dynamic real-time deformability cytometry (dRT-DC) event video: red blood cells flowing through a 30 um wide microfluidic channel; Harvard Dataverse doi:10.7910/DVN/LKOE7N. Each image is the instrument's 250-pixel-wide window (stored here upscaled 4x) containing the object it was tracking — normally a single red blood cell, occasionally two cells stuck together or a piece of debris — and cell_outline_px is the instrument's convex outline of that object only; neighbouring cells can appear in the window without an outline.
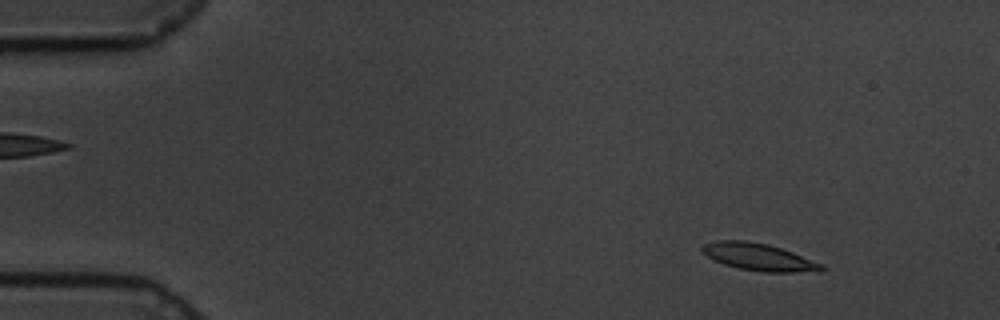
{"species": "common noctule bat (a hibernating species)", "species_latin": "Nyctalus noctula", "temperature_condition": "cold", "stored_images_in_passage": 60, "camera_frame_rate_fps": 3000, "um_per_image_px": 0.085, "animal": {"sex": "male", "body_mass_g": 19.5, "forearm_length_mm": 54.6}, "frame": {"image": 1, "passage_image": 7, "time_ms": 2.0, "image_size_px": [1000, 320], "cell_outline_px": [[824, 272], [760, 272], [740, 268], [724, 264], [700, 252], [700, 248], [704, 244], [716, 240], [744, 240], [768, 244], [792, 252], [824, 264]], "centroid_in_image_um": [64.53, 21.85], "position_along_channel_um": 20.5, "area_um2": 19.02}}
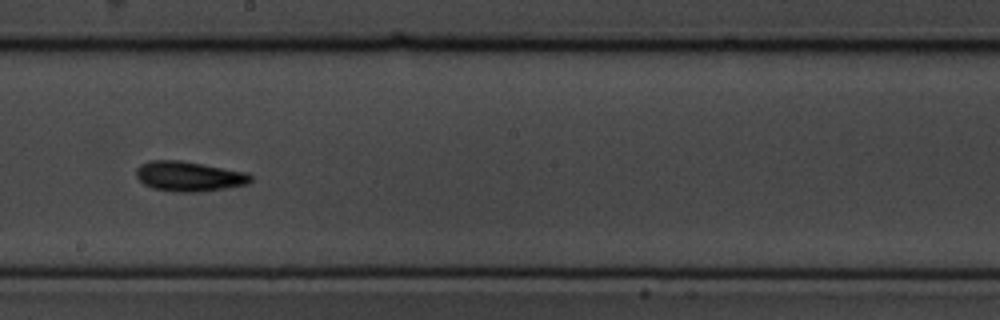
{"frame": {"image": 2, "passage_image": 34, "time_ms": 11.0, "image_size_px": [1000, 320], "cell_outline_px": [[252, 180], [248, 184], [200, 192], [176, 192], [152, 188], [144, 184], [136, 176], [136, 168], [140, 164], [148, 160], [180, 160], [248, 172], [252, 176]], "centroid_in_image_um": [16.06, 14.98], "position_along_channel_um": 232.1, "area_um2": 20.11}}
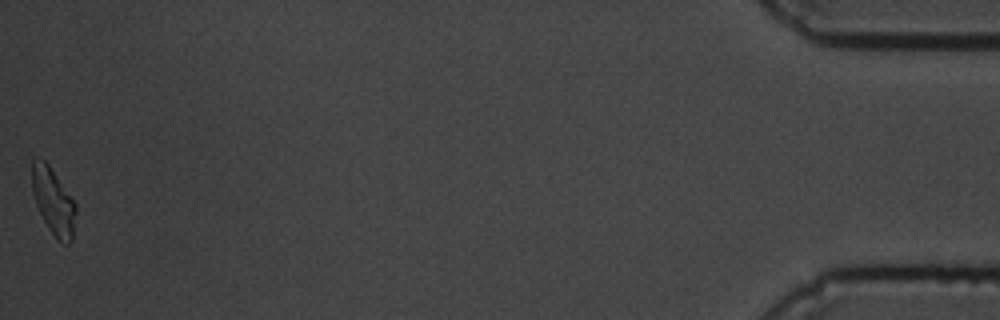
{"frame": {"image": 3, "passage_image": 60, "time_ms": 19.667, "image_size_px": [1000, 320], "cell_outline_px": [[76, 212], [72, 240], [68, 244], [64, 244], [48, 228], [36, 204], [32, 192], [32, 160], [36, 156], [40, 156], [48, 164], [76, 204]], "centroid_in_image_um": [4.52, 17.07], "position_along_channel_um": 430.7, "area_um2": 16.76}, "authors_computed_cell_mechanics": {"area_um2": 18.6116, "velocity_mm_per_s": 3.349, "shape_relaxation_time_tau1_ms": 4.0666, "shape_relaxation_time_tau2_ms": null, "deformation_change_tau1": 0.1303, "deformation_change_tau2": null}}